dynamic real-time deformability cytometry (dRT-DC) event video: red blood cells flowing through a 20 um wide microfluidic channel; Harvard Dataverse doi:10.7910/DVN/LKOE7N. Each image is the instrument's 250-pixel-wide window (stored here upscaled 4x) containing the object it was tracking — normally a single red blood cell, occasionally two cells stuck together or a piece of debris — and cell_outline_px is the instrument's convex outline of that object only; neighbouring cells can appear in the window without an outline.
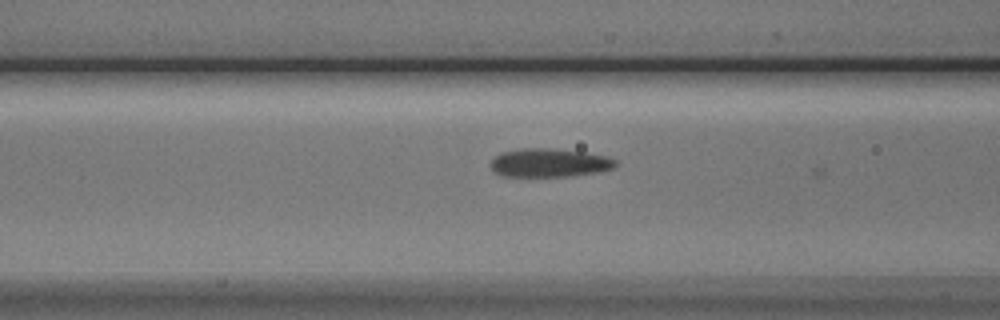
{"species": "Egyptian fruit bat (a non-hibernating species)", "species_latin": "Rousettus aegyptiacus", "temperature_condition": "cold", "stored_images_in_passage": 11, "camera_frame_rate_fps": 3000, "um_per_image_px": 0.085, "animal": {"sex": "male"}, "frame": {"image": 1, "passage_image": 9, "time_ms": 2.667, "image_size_px": [1000, 320], "cell_outline_px": [[616, 168], [600, 172], [572, 176], [504, 176], [496, 172], [492, 168], [492, 160], [500, 152], [520, 148], [556, 148], [584, 152], [608, 156], [616, 160]], "centroid_in_image_um": [46.76, 13.83], "position_along_channel_um": 119.8, "area_um2": 20.92}}